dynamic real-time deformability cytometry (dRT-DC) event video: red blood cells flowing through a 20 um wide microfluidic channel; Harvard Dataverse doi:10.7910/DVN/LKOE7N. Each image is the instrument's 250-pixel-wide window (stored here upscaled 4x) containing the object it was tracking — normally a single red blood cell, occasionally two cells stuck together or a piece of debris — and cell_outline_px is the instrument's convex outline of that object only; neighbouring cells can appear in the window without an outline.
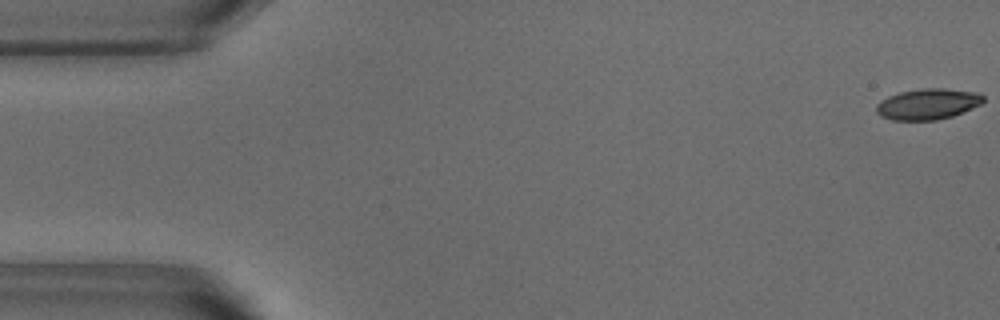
{"species": "common noctule bat (a hibernating species)", "species_latin": "Nyctalus noctula", "temperature_condition": "warm", "stored_images_in_passage": 53, "camera_frame_rate_fps": 3000, "um_per_image_px": 0.085, "animal": {"sex": "male", "body_mass_g": 18.8}, "frame": {"image": 1, "passage_image": 1, "time_ms": 0.0, "image_size_px": [1000, 320], "cell_outline_px": [[984, 100], [980, 104], [952, 116], [936, 120], [892, 120], [880, 116], [876, 112], [876, 104], [880, 100], [888, 96], [900, 92], [920, 88], [944, 88], [980, 92], [984, 96]], "centroid_in_image_um": [78.84, 8.83], "position_along_channel_um": 6.2, "area_um2": 19.36}}
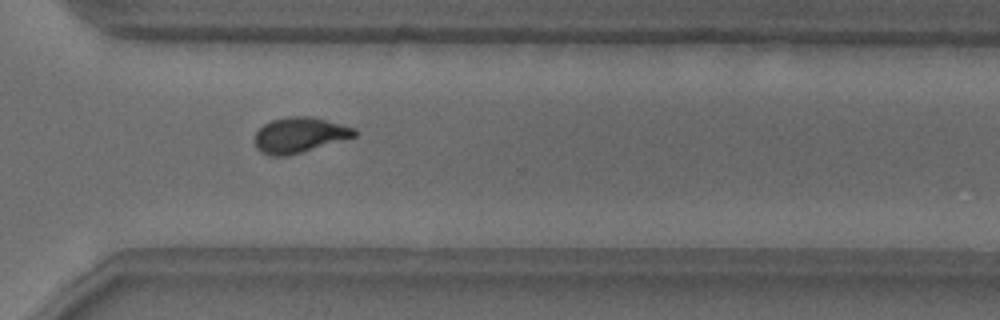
{"frame": {"image": 2, "passage_image": 38, "time_ms": 12.333, "image_size_px": [1000, 320], "cell_outline_px": [[356, 136], [288, 156], [272, 156], [260, 152], [256, 148], [252, 140], [256, 132], [264, 124], [272, 120], [288, 116], [308, 116], [356, 128]], "centroid_in_image_um": [25.39, 11.49], "position_along_channel_um": 345.2, "area_um2": 20.52}}
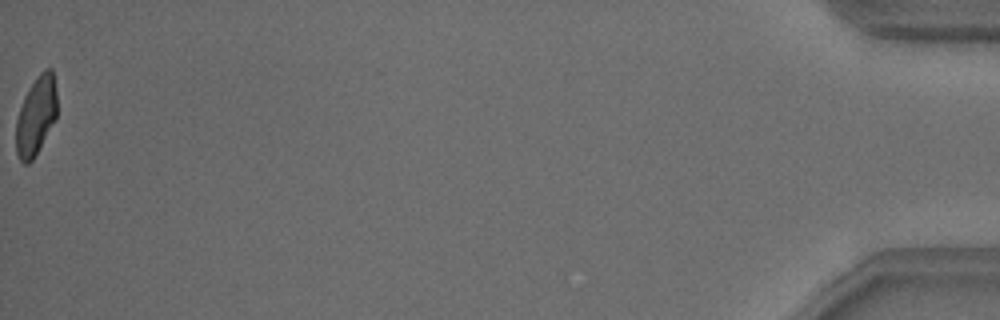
{"frame": {"image": 3, "passage_image": 53, "time_ms": 17.333, "image_size_px": [1000, 320], "cell_outline_px": [[56, 120], [32, 160], [28, 164], [24, 164], [20, 160], [16, 152], [16, 120], [24, 96], [40, 72], [44, 68], [52, 68], [56, 92]], "centroid_in_image_um": [3.06, 9.85], "position_along_channel_um": 432.1, "area_um2": 18.67}, "authors_computed_cell_mechanics": {"area_um2": 20.23, "velocity_mm_per_s": 3.828, "shape_relaxation_time_tau1_ms": 4.6958, "shape_relaxation_time_tau2_ms": 1.2398, "deformation_change_tau1": 0.1626, "deformation_change_tau2": 0.0703}}